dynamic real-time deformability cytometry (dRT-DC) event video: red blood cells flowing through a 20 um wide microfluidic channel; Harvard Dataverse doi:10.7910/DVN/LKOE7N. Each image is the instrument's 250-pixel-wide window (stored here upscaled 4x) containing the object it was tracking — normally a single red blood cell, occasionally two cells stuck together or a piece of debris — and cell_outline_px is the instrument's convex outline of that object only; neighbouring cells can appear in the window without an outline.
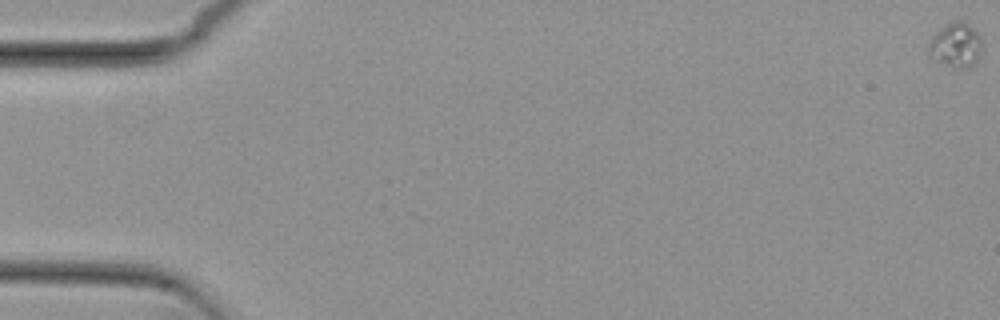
{"species": "common noctule bat (a hibernating species)", "species_latin": "Nyctalus noctula", "temperature_condition": "cold", "stored_images_in_passage": 16, "camera_frame_rate_fps": 3000, "um_per_image_px": 0.085, "animal": {"sex": "female", "body_mass_g": 29.2, "forearm_length_mm": 56.3}, "frame": {"image": 1, "passage_image": 1, "time_ms": 0.0, "image_size_px": [1000, 320], "cell_outline_px": [[980, 56], [968, 68], [956, 68], [936, 60], [928, 52], [928, 44], [932, 36], [940, 28], [956, 20], [960, 20], [968, 24], [980, 36]], "centroid_in_image_um": [81.23, 3.83], "position_along_channel_um": 3.8, "area_um2": 13.53}}